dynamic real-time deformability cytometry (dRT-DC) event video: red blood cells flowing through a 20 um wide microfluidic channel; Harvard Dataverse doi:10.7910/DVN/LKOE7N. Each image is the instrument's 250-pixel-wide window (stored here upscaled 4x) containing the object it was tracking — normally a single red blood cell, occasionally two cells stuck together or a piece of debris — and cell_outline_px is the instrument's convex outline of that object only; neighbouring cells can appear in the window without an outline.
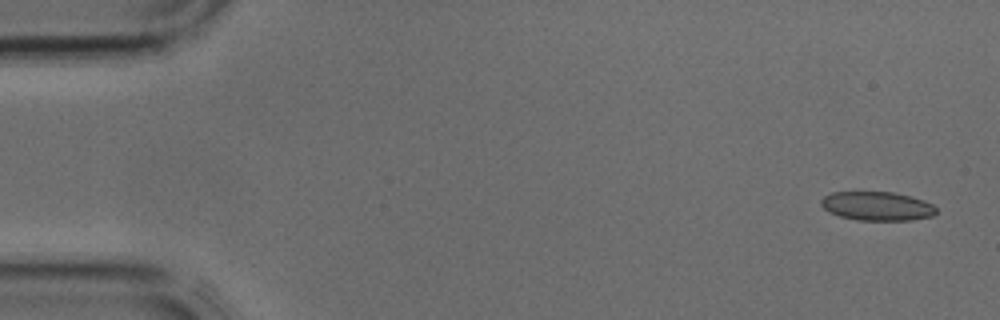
{"species": "common noctule bat (a hibernating species)", "species_latin": "Nyctalus noctula", "temperature_condition": "cold", "stored_images_in_passage": 3, "camera_frame_rate_fps": 3000, "um_per_image_px": 0.085, "animal": {"sex": "male", "body_mass_g": 17.9, "forearm_length_mm": 54.2}, "frame": {"image": 1, "passage_image": 1, "time_ms": 0.0, "image_size_px": [1000, 320], "cell_outline_px": [[936, 212], [932, 216], [908, 220], [856, 220], [840, 216], [828, 212], [820, 204], [820, 200], [824, 196], [832, 192], [892, 192], [924, 200], [932, 204], [936, 208]], "centroid_in_image_um": [74.52, 17.52], "position_along_channel_um": 10.5, "area_um2": 19.31}}